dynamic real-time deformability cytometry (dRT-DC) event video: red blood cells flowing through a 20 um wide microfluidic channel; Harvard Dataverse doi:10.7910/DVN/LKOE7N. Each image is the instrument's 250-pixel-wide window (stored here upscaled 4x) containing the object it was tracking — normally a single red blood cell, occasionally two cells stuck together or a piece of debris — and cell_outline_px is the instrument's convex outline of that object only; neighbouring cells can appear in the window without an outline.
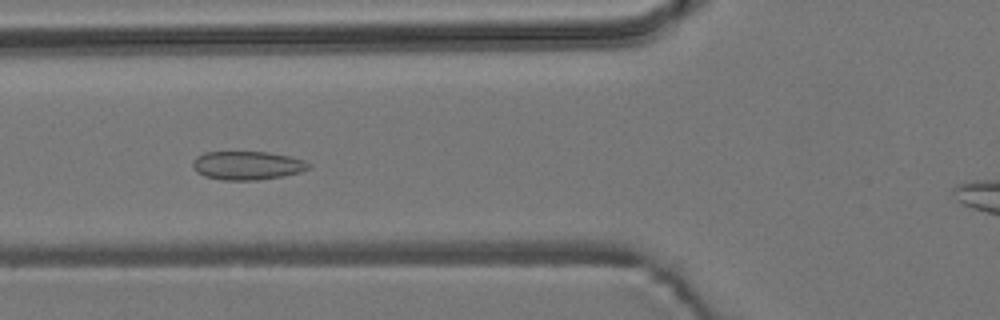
{"species": "common noctule bat (a hibernating species)", "species_latin": "Nyctalus noctula", "temperature_condition": "room temperature", "stored_images_in_passage": 57, "camera_frame_rate_fps": 3000, "um_per_image_px": 0.085, "animal": {"sex": "male", "body_mass_g": 19.2, "forearm_length_mm": 51.8}, "frame": {"image": 1, "passage_image": 21, "time_ms": 6.667, "image_size_px": [1000, 320], "cell_outline_px": [[312, 168], [300, 172], [284, 176], [256, 180], [224, 180], [204, 176], [196, 172], [192, 168], [192, 160], [196, 156], [204, 152], [268, 152], [292, 156], [304, 160], [312, 164]], "centroid_in_image_um": [21.03, 14.06], "position_along_channel_um": 104.8, "area_um2": 19.65}}
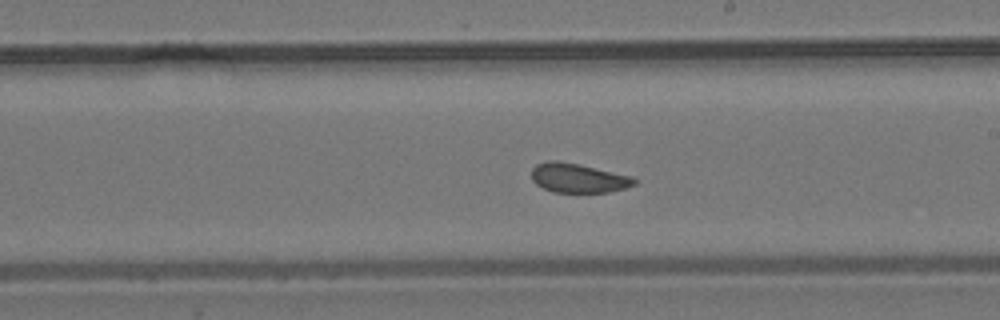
{"frame": {"image": 2, "passage_image": 32, "time_ms": 10.333, "image_size_px": [1000, 320], "cell_outline_px": [[640, 180], [636, 184], [624, 188], [608, 192], [552, 192], [536, 184], [532, 180], [532, 168], [536, 164], [548, 160], [556, 160], [580, 164], [632, 176]], "centroid_in_image_um": [49.16, 15.12], "position_along_channel_um": 239.8, "area_um2": 17.69}}
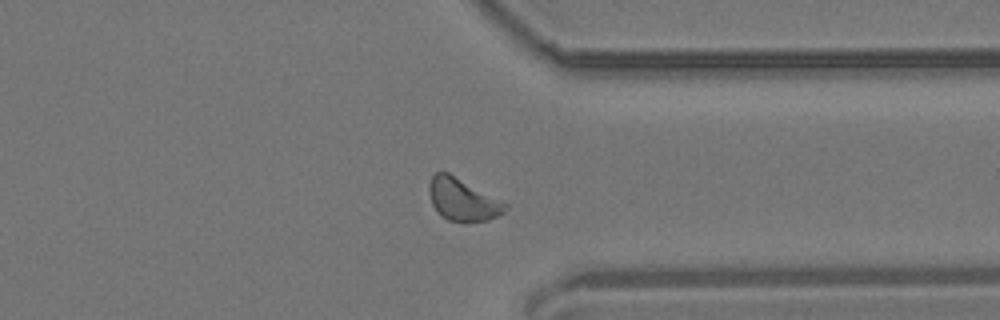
{"frame": {"image": 3, "passage_image": 43, "time_ms": 14.0, "image_size_px": [1000, 320], "cell_outline_px": [[508, 208], [504, 212], [488, 220], [464, 224], [448, 220], [440, 216], [432, 204], [428, 192], [428, 184], [432, 176], [436, 172], [448, 172], [508, 204]], "centroid_in_image_um": [39.3, 17.0], "position_along_channel_um": 372.1, "area_um2": 19.02}}